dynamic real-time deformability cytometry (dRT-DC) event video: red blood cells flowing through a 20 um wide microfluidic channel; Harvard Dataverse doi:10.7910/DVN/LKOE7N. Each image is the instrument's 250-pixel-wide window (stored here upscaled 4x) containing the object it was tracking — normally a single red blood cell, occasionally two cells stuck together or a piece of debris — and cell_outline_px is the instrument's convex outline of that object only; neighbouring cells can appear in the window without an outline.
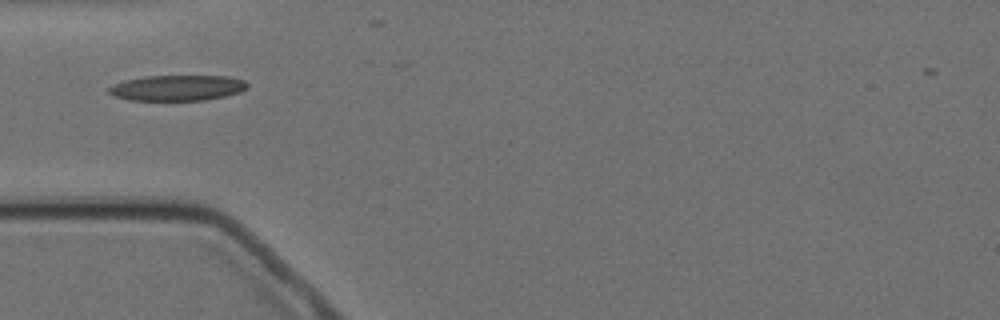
{"species": "Egyptian fruit bat (a non-hibernating species)", "species_latin": "Rousettus aegyptiacus", "temperature_condition": "cold", "stored_images_in_passage": 1, "camera_frame_rate_fps": 3000, "um_per_image_px": 0.085, "animal": {"sex": "female"}, "frame": {"image": 1, "passage_image": 1, "time_ms": 0.0, "image_size_px": [1000, 320], "cell_outline_px": [[248, 88], [240, 92], [224, 96], [204, 100], [128, 100], [112, 96], [108, 92], [108, 88], [112, 84], [124, 80], [144, 76], [228, 76], [244, 80], [248, 84]], "centroid_in_image_um": [15.04, 7.47], "position_along_channel_um": 70.0, "area_um2": 20.81}}